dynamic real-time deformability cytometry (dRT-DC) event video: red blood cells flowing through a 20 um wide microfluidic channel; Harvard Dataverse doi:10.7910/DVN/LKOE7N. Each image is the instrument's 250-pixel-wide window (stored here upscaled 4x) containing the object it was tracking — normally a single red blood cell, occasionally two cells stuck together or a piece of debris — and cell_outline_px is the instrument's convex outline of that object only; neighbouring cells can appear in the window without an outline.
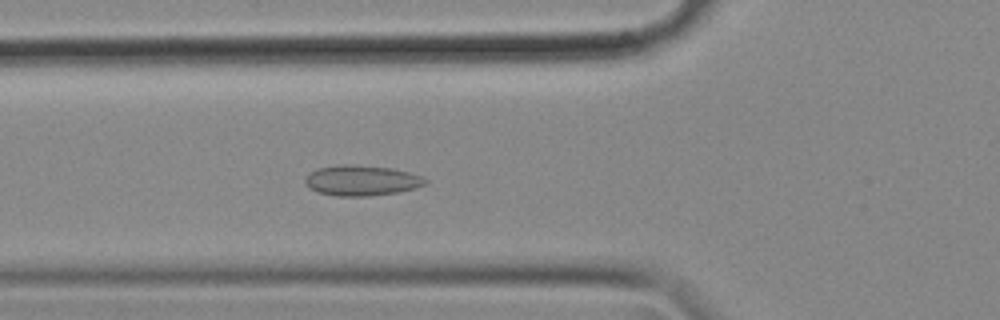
{"species": "common noctule bat (a hibernating species)", "species_latin": "Nyctalus noctula", "temperature_condition": "cold", "stored_images_in_passage": 57, "camera_frame_rate_fps": 3000, "um_per_image_px": 0.085, "animal": {"sex": "female", "body_mass_g": 18.4}, "frame": {"image": 1, "passage_image": 20, "time_ms": 6.333, "image_size_px": [1000, 320], "cell_outline_px": [[428, 184], [416, 188], [400, 192], [368, 196], [336, 196], [320, 192], [312, 188], [304, 180], [312, 172], [320, 168], [344, 164], [348, 164], [392, 168], [424, 176], [428, 180]], "centroid_in_image_um": [30.85, 15.34], "position_along_channel_um": 95.0, "area_um2": 21.1}}
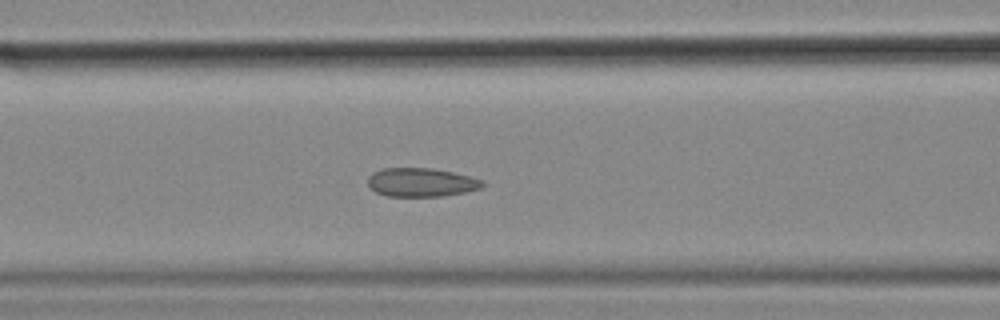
{"frame": {"image": 2, "passage_image": 23, "time_ms": 7.333, "image_size_px": [1000, 320], "cell_outline_px": [[484, 184], [480, 188], [464, 192], [440, 196], [388, 196], [376, 192], [368, 184], [368, 176], [372, 172], [384, 168], [432, 168], [452, 172], [484, 180]], "centroid_in_image_um": [35.78, 15.49], "position_along_channel_um": 130.8, "area_um2": 19.02}}
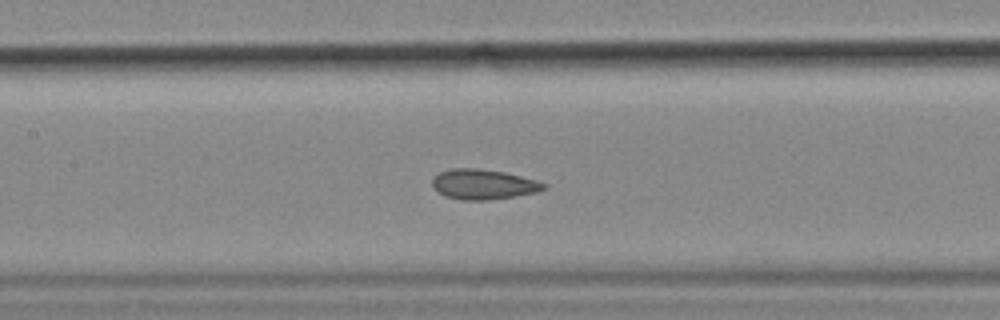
{"frame": {"image": 3, "passage_image": 26, "time_ms": 8.333, "image_size_px": [1000, 320], "cell_outline_px": [[548, 184], [544, 188], [536, 192], [516, 196], [488, 200], [460, 200], [444, 196], [432, 184], [432, 180], [440, 172], [452, 168], [476, 168], [504, 172], [536, 180]], "centroid_in_image_um": [41.09, 15.67], "position_along_channel_um": 166.3, "area_um2": 19.36}, "authors_computed_cell_mechanics": {"area_um2": 19.941, "velocity_mm_per_s": 3.5461, "shape_relaxation_time_tau1_ms": null, "shape_relaxation_time_tau2_ms": 1.2704, "deformation_change_tau1": null, "deformation_change_tau2": 0.0743}}